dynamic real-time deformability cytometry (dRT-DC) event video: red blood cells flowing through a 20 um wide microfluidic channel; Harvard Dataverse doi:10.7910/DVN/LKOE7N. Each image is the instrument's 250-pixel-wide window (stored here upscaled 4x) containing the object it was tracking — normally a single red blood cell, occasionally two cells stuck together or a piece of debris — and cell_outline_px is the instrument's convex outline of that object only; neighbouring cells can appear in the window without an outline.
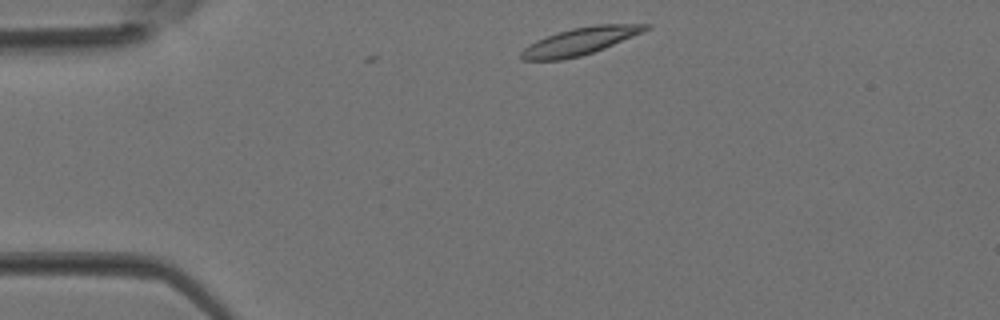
{"species": "Egyptian fruit bat (a non-hibernating species)", "species_latin": "Rousettus aegyptiacus", "temperature_condition": "room temperature", "stored_images_in_passage": 5, "camera_frame_rate_fps": 3000, "um_per_image_px": 0.085, "animal": {"sex": "female"}, "frame": {"image": 1, "passage_image": 1, "time_ms": 0.0, "image_size_px": [1000, 320], "cell_outline_px": [[652, 24], [648, 28], [640, 32], [604, 48], [580, 56], [560, 60], [520, 60], [520, 52], [524, 48], [536, 40], [556, 32], [572, 28], [596, 24]], "centroid_in_image_um": [49.22, 3.51], "position_along_channel_um": 35.8, "area_um2": 19.48}}